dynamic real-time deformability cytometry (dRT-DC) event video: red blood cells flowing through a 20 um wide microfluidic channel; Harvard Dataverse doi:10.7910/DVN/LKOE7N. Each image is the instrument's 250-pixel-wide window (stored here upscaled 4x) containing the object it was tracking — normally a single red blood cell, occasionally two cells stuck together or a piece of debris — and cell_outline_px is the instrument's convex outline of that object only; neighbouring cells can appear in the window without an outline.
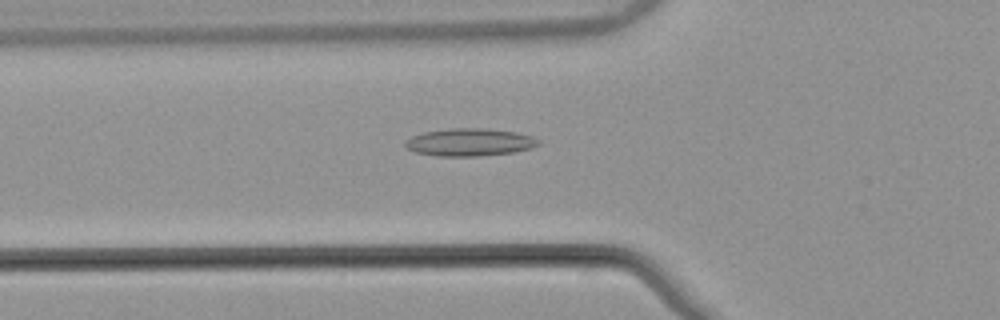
{"species": "common noctule bat (a hibernating species)", "species_latin": "Nyctalus noctula", "temperature_condition": "warm", "stored_images_in_passage": 50, "camera_frame_rate_fps": 3000, "um_per_image_px": 0.085, "animal": {"sex": "male", "body_mass_g": 21.5, "forearm_length_mm": 52.0}, "frame": {"image": 1, "passage_image": 16, "time_ms": 5.0, "image_size_px": [1000, 320], "cell_outline_px": [[540, 144], [532, 148], [512, 152], [480, 156], [436, 156], [416, 152], [404, 148], [404, 140], [412, 136], [424, 132], [448, 128], [484, 128], [516, 132], [532, 136], [540, 140]], "centroid_in_image_um": [39.89, 12.09], "position_along_channel_um": 85.9, "area_um2": 21.62}}
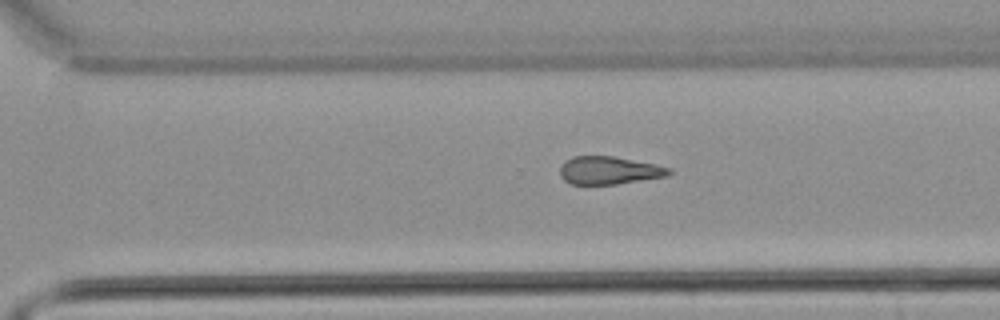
{"frame": {"image": 2, "passage_image": 34, "time_ms": 11.0, "image_size_px": [1000, 320], "cell_outline_px": [[672, 172], [668, 176], [616, 184], [572, 184], [564, 180], [560, 176], [560, 164], [564, 160], [572, 156], [612, 156], [656, 164], [672, 168]], "centroid_in_image_um": [51.76, 14.47], "position_along_channel_um": 318.8, "area_um2": 17.86}}
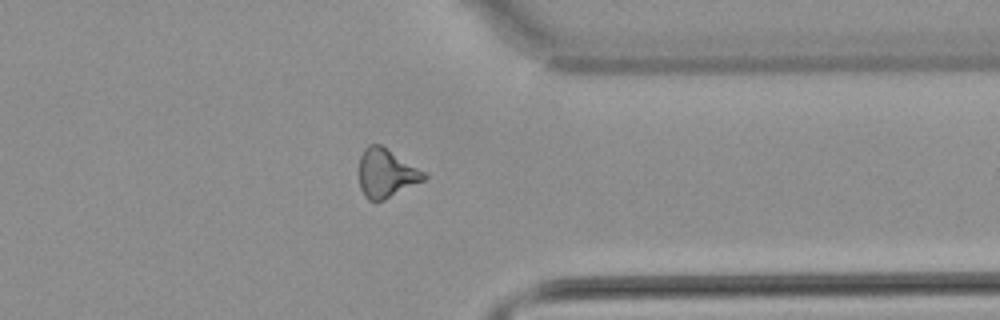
{"frame": {"image": 3, "passage_image": 39, "time_ms": 12.667, "image_size_px": [1000, 320], "cell_outline_px": [[428, 176], [424, 180], [384, 200], [368, 200], [364, 196], [360, 188], [360, 156], [364, 148], [368, 144], [380, 144], [424, 172]], "centroid_in_image_um": [32.8, 14.72], "position_along_channel_um": 378.6, "area_um2": 18.09}, "authors_computed_cell_mechanics": {"area_um2": 19.0451, "velocity_mm_per_s": 3.876, "shape_relaxation_time_tau1_ms": null, "shape_relaxation_time_tau2_ms": 4.9304, "deformation_change_tau1": null, "deformation_change_tau2": 0.1643}}